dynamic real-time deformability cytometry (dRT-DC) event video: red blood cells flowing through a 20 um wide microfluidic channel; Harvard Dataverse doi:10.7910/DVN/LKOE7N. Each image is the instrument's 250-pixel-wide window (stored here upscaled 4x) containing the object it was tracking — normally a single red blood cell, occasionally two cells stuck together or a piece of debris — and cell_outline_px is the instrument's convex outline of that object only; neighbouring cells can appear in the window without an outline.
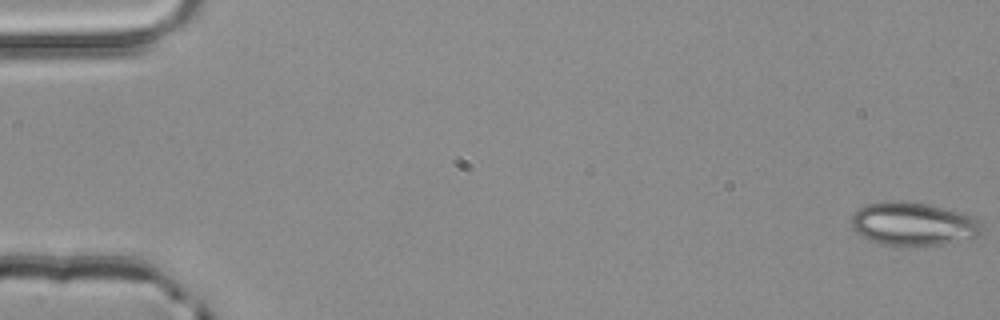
{"species": "common noctule bat (a hibernating species)", "species_latin": "Nyctalus noctula", "temperature_condition": "room temperature", "stored_images_in_passage": 3, "camera_frame_rate_fps": 3000, "um_per_image_px": 0.085, "animal": {"sex": "male", "body_mass_g": 20.4}, "frame": {"image": 1, "passage_image": 1, "time_ms": 0.0, "image_size_px": [1000, 320], "cell_outline_px": [[984, 232], [980, 236], [940, 244], [900, 248], [868, 240], [856, 232], [852, 228], [852, 216], [860, 208], [868, 204], [884, 200], [892, 200], [928, 204], [960, 212], [972, 216], [980, 224]], "centroid_in_image_um": [77.61, 19.06], "position_along_channel_um": 7.4, "area_um2": 33.18}}